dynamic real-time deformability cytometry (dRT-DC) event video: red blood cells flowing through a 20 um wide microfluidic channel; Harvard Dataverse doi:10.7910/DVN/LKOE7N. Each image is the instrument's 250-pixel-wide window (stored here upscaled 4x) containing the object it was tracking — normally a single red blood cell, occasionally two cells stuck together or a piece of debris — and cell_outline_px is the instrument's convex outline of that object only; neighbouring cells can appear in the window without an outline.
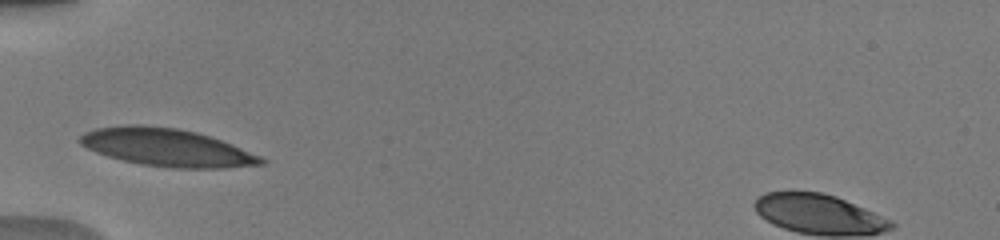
{"species": "human", "species_latin": "Homo sapiens", "temperature_condition": "warm", "stored_images_in_passage": 29, "camera_frame_rate_fps": 3000, "um_per_image_px": 0.085, "donor": {"sex": "male"}, "frame": {"image": 1, "passage_image": 1, "time_ms": 0.0, "image_size_px": [1000, 240], "cell_outline_px": [[264, 164], [224, 168], [172, 168], [140, 164], [108, 156], [96, 152], [80, 144], [76, 140], [84, 132], [96, 128], [128, 124], [144, 124], [176, 128], [196, 132], [232, 144], [260, 156], [264, 160]], "centroid_in_image_um": [14.13, 12.53], "position_along_channel_um": 70.9, "area_um2": 39.71}}
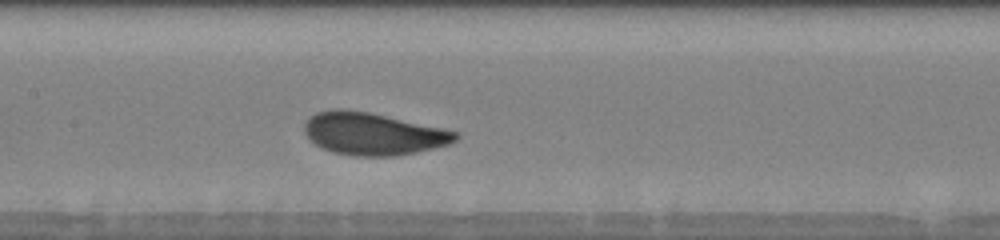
{"frame": {"image": 2, "passage_image": 9, "time_ms": 2.667, "image_size_px": [1000, 240], "cell_outline_px": [[460, 136], [456, 140], [448, 144], [416, 152], [396, 156], [356, 156], [332, 152], [316, 144], [304, 132], [304, 124], [308, 116], [316, 112], [332, 108], [344, 108], [368, 112], [444, 128], [460, 132]], "centroid_in_image_um": [31.7, 11.35], "position_along_channel_um": 175.7, "area_um2": 37.4}}
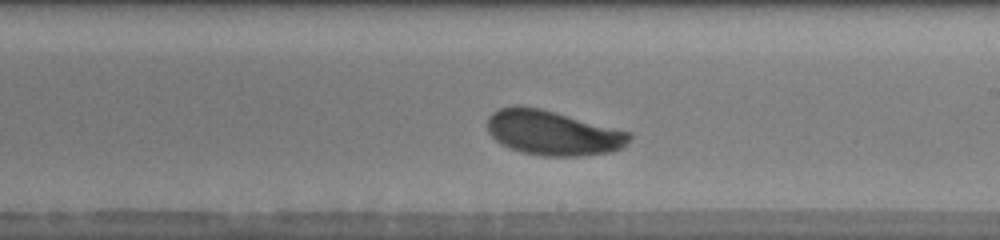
{"frame": {"image": 3, "passage_image": 14, "time_ms": 4.333, "image_size_px": [1000, 240], "cell_outline_px": [[632, 136], [620, 148], [612, 152], [580, 156], [544, 156], [520, 152], [500, 144], [488, 132], [488, 116], [492, 112], [500, 108], [516, 104], [520, 104], [540, 108], [632, 132]], "centroid_in_image_um": [46.96, 11.28], "position_along_channel_um": 242.0, "area_um2": 37.22}, "authors_computed_cell_mechanics": {"area_um2": 37.2232, "velocity_mm_per_s": 3.9863, "shape_relaxation_time_tau1_ms": 2.1636, "shape_relaxation_time_tau2_ms": null, "deformation_change_tau1": 0.146, "deformation_change_tau2": null}}